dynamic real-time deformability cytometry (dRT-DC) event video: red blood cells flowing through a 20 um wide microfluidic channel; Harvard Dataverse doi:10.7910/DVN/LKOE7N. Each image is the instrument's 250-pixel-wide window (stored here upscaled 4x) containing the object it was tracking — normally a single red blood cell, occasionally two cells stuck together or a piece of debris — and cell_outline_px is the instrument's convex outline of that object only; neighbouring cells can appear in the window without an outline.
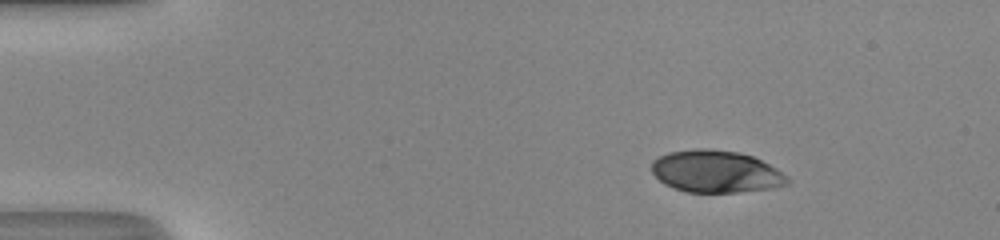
{"species": "human", "species_latin": "Homo sapiens", "temperature_condition": "room temperature", "stored_images_in_passage": 44, "camera_frame_rate_fps": 3000, "um_per_image_px": 0.085, "donor": {"sex": "male"}, "frame": {"image": 1, "passage_image": 1, "time_ms": 0.0, "image_size_px": [1000, 240], "cell_outline_px": [[788, 184], [772, 188], [736, 192], [688, 192], [664, 184], [652, 172], [652, 160], [668, 152], [696, 148], [708, 148], [740, 152], [752, 156], [776, 168], [788, 176]], "centroid_in_image_um": [60.85, 14.57], "position_along_channel_um": 24.2, "area_um2": 33.29}}
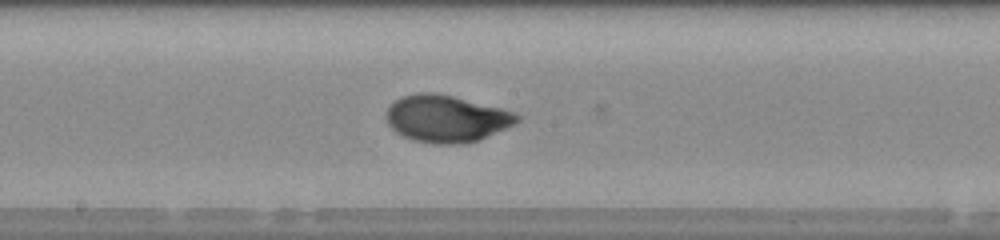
{"frame": {"image": 2, "passage_image": 21, "time_ms": 6.667, "image_size_px": [1000, 240], "cell_outline_px": [[520, 120], [516, 124], [480, 140], [460, 144], [436, 144], [412, 140], [396, 132], [388, 124], [384, 116], [388, 108], [396, 100], [404, 96], [420, 92], [432, 92], [452, 96], [500, 108], [512, 112], [520, 116]], "centroid_in_image_um": [37.94, 10.1], "position_along_channel_um": 210.3, "area_um2": 35.72}}
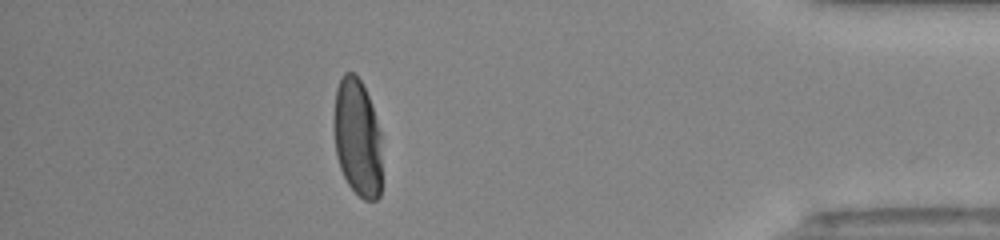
{"frame": {"image": 3, "passage_image": 38, "time_ms": 12.333, "image_size_px": [1000, 240], "cell_outline_px": [[380, 196], [376, 200], [364, 200], [348, 184], [340, 168], [336, 156], [332, 120], [336, 88], [344, 72], [352, 72], [360, 80], [368, 96], [380, 132]], "centroid_in_image_um": [30.34, 11.69], "position_along_channel_um": 404.9, "area_um2": 32.95}, "authors_computed_cell_mechanics": {"area_um2": 35.547, "velocity_mm_per_s": 4.1792, "shape_relaxation_time_tau1_ms": 4.0558, "shape_relaxation_time_tau2_ms": null, "deformation_change_tau1": 0.1976, "deformation_change_tau2": null}}